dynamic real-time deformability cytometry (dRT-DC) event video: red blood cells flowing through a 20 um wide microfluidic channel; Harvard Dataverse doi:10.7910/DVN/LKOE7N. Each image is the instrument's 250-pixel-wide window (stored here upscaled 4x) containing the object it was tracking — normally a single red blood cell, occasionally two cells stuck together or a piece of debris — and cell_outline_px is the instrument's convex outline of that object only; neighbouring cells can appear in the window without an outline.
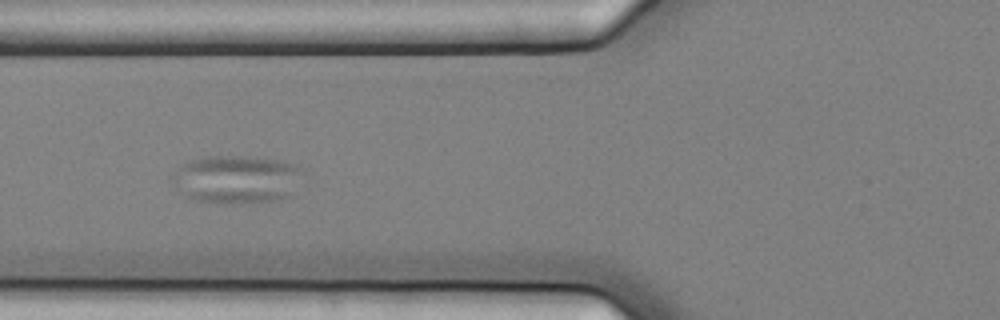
{"species": "common noctule bat (a hibernating species)", "species_latin": "Nyctalus noctula", "temperature_condition": "cold", "stored_images_in_passage": 5, "camera_frame_rate_fps": 3000, "um_per_image_px": 0.085, "animal": {"sex": "female", "body_mass_g": 25.1}, "frame": {"image": 1, "passage_image": 2, "time_ms": 0.333, "image_size_px": [1000, 320], "cell_outline_px": [[304, 168], [292, 196], [280, 200], [240, 204], [196, 200], [188, 196], [168, 180], [168, 176], [184, 164], [192, 160], [208, 156], [256, 156], [284, 160]], "centroid_in_image_um": [20.16, 15.23], "position_along_channel_um": 105.6, "area_um2": 37.11}}
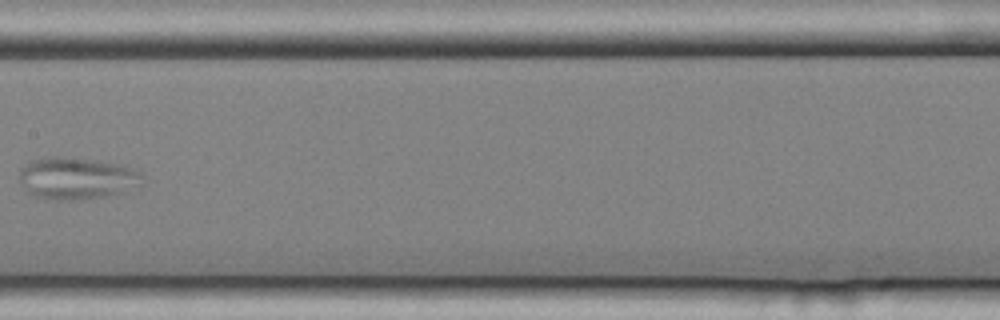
{"frame": {"image": 2, "passage_image": 4, "time_ms": 1.0, "image_size_px": [1000, 320], "cell_outline_px": [[144, 184], [140, 188], [124, 192], [104, 196], [80, 200], [44, 200], [32, 196], [20, 184], [20, 168], [32, 160], [44, 156], [60, 156], [96, 160], [116, 164], [132, 168], [140, 172]], "centroid_in_image_um": [6.51, 15.17], "position_along_channel_um": 200.9, "area_um2": 30.75}}
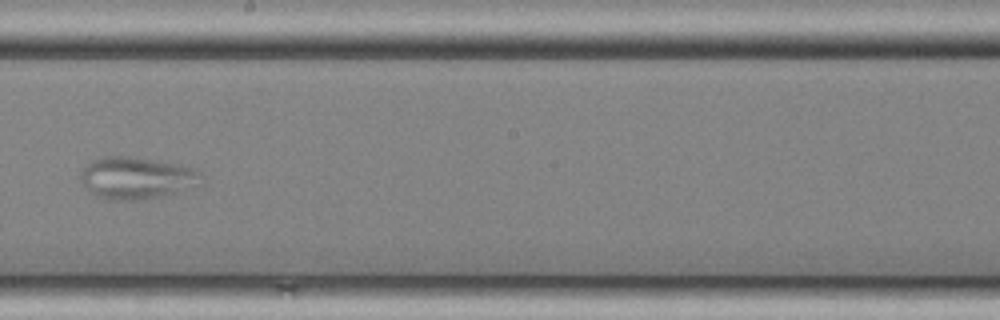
{"frame": {"image": 3, "passage_image": 5, "time_ms": 1.333, "image_size_px": [1000, 320], "cell_outline_px": [[204, 184], [160, 196], [132, 200], [108, 200], [92, 192], [80, 180], [80, 172], [92, 160], [100, 156], [128, 156], [180, 164], [196, 168], [204, 176]], "centroid_in_image_um": [11.67, 15.1], "position_along_channel_um": 236.5, "area_um2": 29.59}}